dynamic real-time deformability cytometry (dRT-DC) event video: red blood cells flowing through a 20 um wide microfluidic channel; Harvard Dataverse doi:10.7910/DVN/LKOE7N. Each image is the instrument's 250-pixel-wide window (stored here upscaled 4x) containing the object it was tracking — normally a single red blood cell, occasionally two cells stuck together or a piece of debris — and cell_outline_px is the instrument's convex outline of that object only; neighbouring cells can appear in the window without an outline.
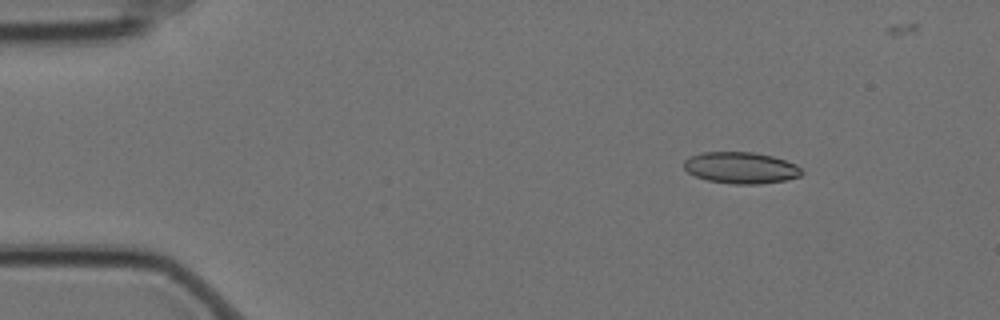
{"species": "Egyptian fruit bat (a non-hibernating species)", "species_latin": "Rousettus aegyptiacus", "temperature_condition": "cold", "stored_images_in_passage": 5, "camera_frame_rate_fps": 3000, "um_per_image_px": 0.085, "animal": {"sex": "female"}, "frame": {"image": 1, "passage_image": 3, "time_ms": 0.667, "image_size_px": [1000, 320], "cell_outline_px": [[804, 172], [800, 176], [784, 180], [760, 184], [732, 184], [708, 180], [696, 176], [688, 172], [684, 168], [684, 160], [688, 156], [704, 152], [752, 152], [772, 156], [796, 164]], "centroid_in_image_um": [62.96, 14.26], "position_along_channel_um": 22.0, "area_um2": 21.56}}